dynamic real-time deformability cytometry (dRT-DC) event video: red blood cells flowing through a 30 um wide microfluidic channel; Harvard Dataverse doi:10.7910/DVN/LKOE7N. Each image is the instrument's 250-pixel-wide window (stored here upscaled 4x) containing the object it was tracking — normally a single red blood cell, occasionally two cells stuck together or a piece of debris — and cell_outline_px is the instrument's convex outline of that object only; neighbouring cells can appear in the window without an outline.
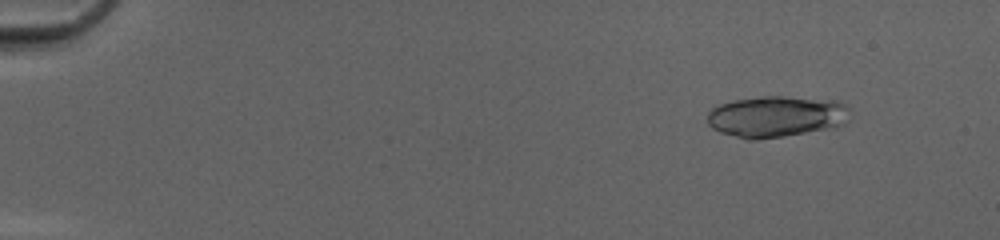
{"species": "common noctule bat (a hibernating species)", "species_latin": "Nyctalus noctula", "temperature_condition": "cold", "stored_images_in_passage": 50, "camera_frame_rate_fps": 3000, "um_per_image_px": 0.085, "animal": {"sex": "female", "body_mass_g": 20.0, "forearm_length_mm": 54.0}, "frame": {"image": 1, "passage_image": 6, "time_ms": 1.667, "image_size_px": [1000, 240], "cell_outline_px": [[848, 120], [844, 124], [836, 128], [784, 136], [756, 140], [748, 140], [720, 132], [712, 128], [708, 124], [708, 112], [712, 108], [720, 104], [732, 100], [760, 96], [784, 96], [840, 100], [848, 108]], "centroid_in_image_um": [66.01, 9.9], "position_along_channel_um": 19.0, "area_um2": 34.8}}
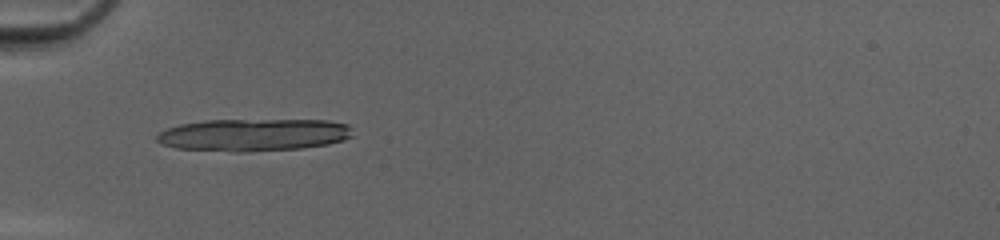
{"frame": {"image": 2, "passage_image": 18, "time_ms": 5.667, "image_size_px": [1000, 240], "cell_outline_px": [[352, 136], [344, 140], [328, 144], [300, 148], [248, 152], [232, 152], [176, 148], [164, 144], [156, 140], [156, 136], [160, 132], [168, 128], [180, 124], [204, 120], [328, 120], [348, 124]], "centroid_in_image_um": [21.55, 11.46], "position_along_channel_um": 63.5, "area_um2": 37.05}}